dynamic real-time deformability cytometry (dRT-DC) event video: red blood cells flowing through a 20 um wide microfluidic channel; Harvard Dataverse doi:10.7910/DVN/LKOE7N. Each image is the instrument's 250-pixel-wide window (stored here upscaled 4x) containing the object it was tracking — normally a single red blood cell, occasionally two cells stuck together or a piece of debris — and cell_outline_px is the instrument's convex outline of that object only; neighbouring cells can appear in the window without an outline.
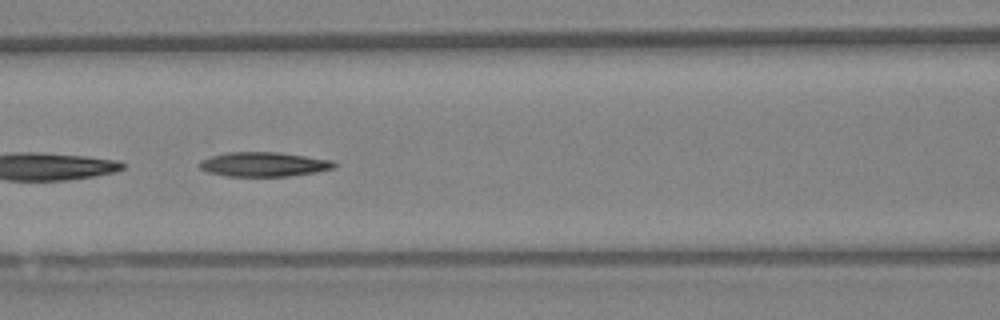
{"species": "Egyptian fruit bat (a non-hibernating species)", "species_latin": "Rousettus aegyptiacus", "temperature_condition": "warm", "stored_images_in_passage": 37, "segment_of_instrument_passage": [2, 2], "camera_frame_rate_fps": 3000, "um_per_image_px": 0.085, "animal": {"sex": "female"}, "frame": {"image": 1, "passage_image": 13, "time_ms": 4.0, "image_size_px": [1000, 320], "cell_outline_px": [[336, 168], [316, 172], [288, 176], [228, 176], [208, 172], [200, 168], [200, 160], [212, 156], [228, 152], [276, 152], [332, 160], [336, 164]], "centroid_in_image_um": [22.43, 13.97], "position_along_channel_um": 144.2, "area_um2": 19.02}}
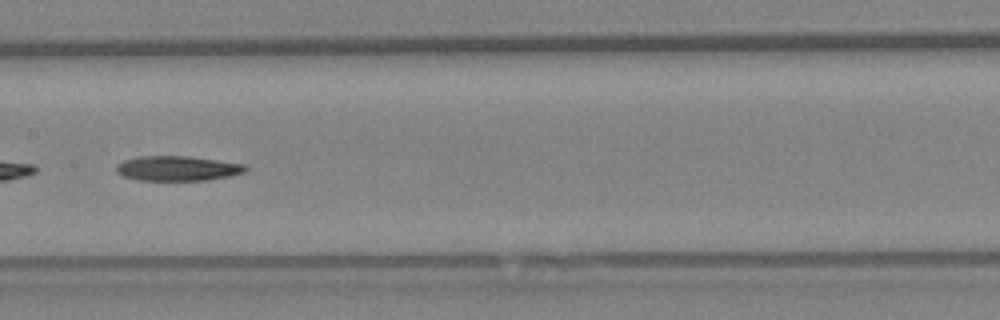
{"frame": {"image": 2, "passage_image": 16, "time_ms": 5.0, "image_size_px": [1000, 320], "cell_outline_px": [[248, 168], [244, 172], [228, 176], [208, 180], [140, 180], [124, 176], [116, 172], [116, 164], [124, 160], [136, 156], [188, 156], [244, 164]], "centroid_in_image_um": [15.05, 14.3], "position_along_channel_um": 192.3, "area_um2": 18.61}}
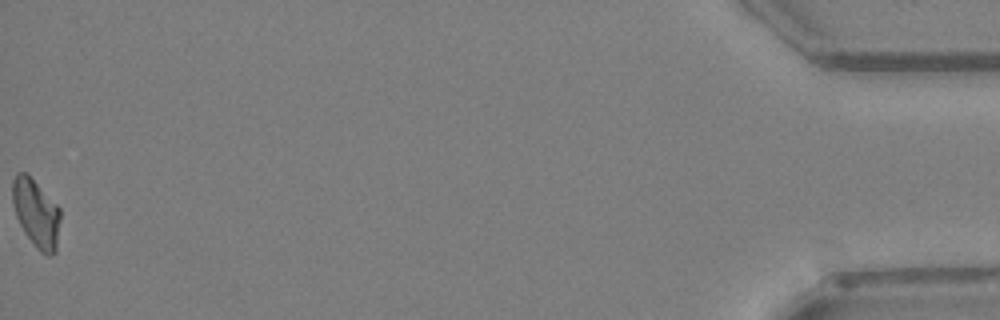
{"frame": {"image": 3, "passage_image": 37, "time_ms": 12.0, "image_size_px": [1000, 320], "cell_outline_px": [[60, 220], [56, 252], [48, 256], [40, 252], [36, 248], [24, 232], [16, 216], [12, 200], [12, 180], [16, 172], [28, 172], [60, 208]], "centroid_in_image_um": [3.07, 18.09], "position_along_channel_um": 432.1, "area_um2": 19.25}}